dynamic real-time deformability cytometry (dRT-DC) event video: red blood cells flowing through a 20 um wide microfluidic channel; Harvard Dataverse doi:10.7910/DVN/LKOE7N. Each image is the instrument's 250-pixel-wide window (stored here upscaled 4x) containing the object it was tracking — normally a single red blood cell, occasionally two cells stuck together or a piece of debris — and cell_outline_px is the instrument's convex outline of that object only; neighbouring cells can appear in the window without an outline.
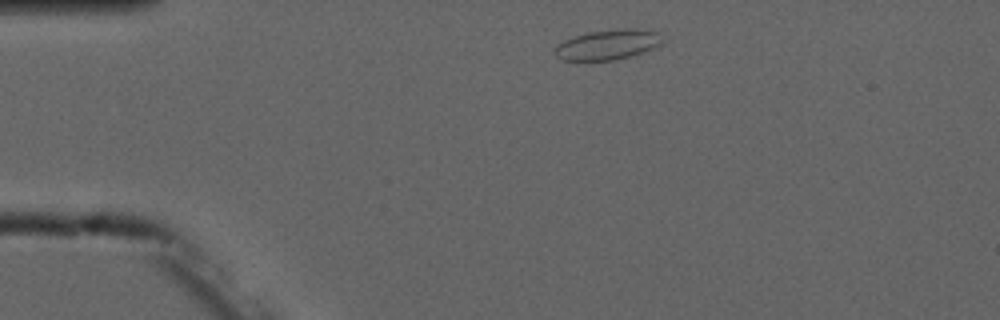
{"species": "common noctule bat (a hibernating species)", "species_latin": "Nyctalus noctula", "temperature_condition": "cold", "stored_images_in_passage": 4, "camera_frame_rate_fps": 3000, "um_per_image_px": 0.085, "animal": {"sex": "male", "forearm_length_mm": 52.5}, "frame": {"image": 1, "passage_image": 1, "time_ms": 0.0, "image_size_px": [1000, 320], "cell_outline_px": [[664, 40], [660, 44], [644, 52], [632, 56], [616, 60], [564, 60], [556, 56], [552, 52], [564, 40], [588, 32], [616, 28], [628, 28], [660, 32]], "centroid_in_image_um": [51.69, 3.79], "position_along_channel_um": 33.3, "area_um2": 18.9}}
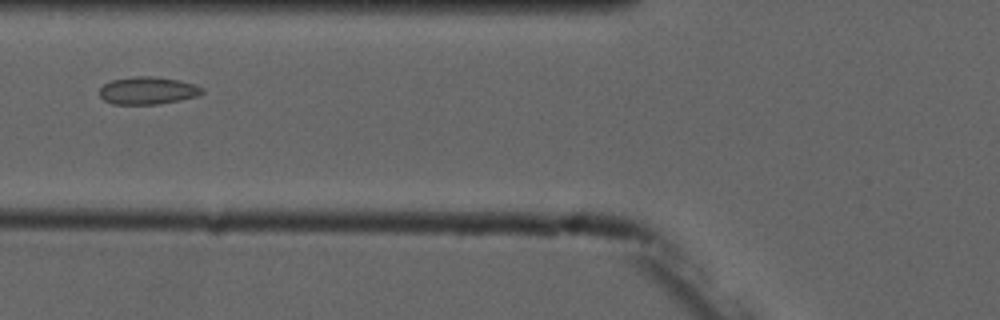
{"frame": {"image": 2, "passage_image": 4, "time_ms": 3.333, "image_size_px": [1000, 320], "cell_outline_px": [[204, 92], [196, 96], [180, 100], [156, 104], [112, 104], [104, 100], [100, 96], [100, 88], [104, 84], [112, 80], [132, 76], [152, 76], [180, 80], [196, 84], [204, 88]], "centroid_in_image_um": [12.57, 7.69], "position_along_channel_um": 113.2, "area_um2": 16.53}}